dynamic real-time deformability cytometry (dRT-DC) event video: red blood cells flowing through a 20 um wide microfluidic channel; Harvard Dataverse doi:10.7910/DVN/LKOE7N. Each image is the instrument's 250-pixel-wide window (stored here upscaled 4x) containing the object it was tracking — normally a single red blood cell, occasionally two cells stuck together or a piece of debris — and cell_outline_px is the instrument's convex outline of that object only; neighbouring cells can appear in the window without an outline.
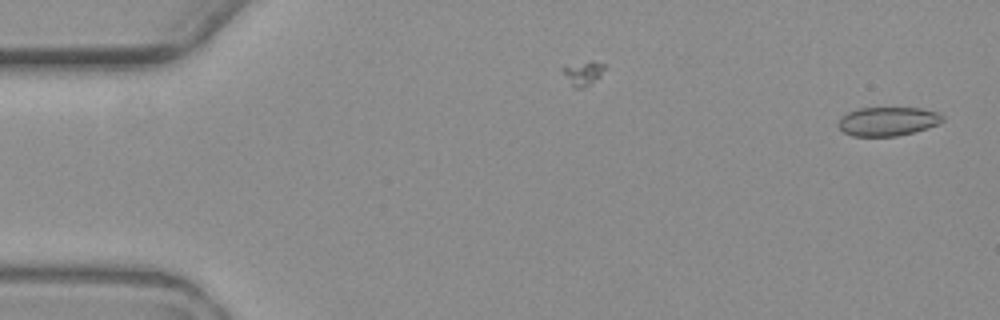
{"species": "common noctule bat (a hibernating species)", "species_latin": "Nyctalus noctula", "temperature_condition": "warm", "stored_images_in_passage": 2, "camera_frame_rate_fps": 3000, "um_per_image_px": 0.085, "animal": {"sex": "female", "body_mass_g": 19.3, "forearm_length_mm": 54.1}, "frame": {"image": 1, "passage_image": 2, "time_ms": 1.0, "image_size_px": [1000, 320], "cell_outline_px": [[944, 120], [936, 124], [912, 132], [896, 136], [852, 136], [844, 132], [836, 124], [840, 116], [848, 112], [860, 108], [920, 108], [936, 112], [944, 116]], "centroid_in_image_um": [75.4, 10.31], "position_along_channel_um": 9.6, "area_um2": 17.4}}